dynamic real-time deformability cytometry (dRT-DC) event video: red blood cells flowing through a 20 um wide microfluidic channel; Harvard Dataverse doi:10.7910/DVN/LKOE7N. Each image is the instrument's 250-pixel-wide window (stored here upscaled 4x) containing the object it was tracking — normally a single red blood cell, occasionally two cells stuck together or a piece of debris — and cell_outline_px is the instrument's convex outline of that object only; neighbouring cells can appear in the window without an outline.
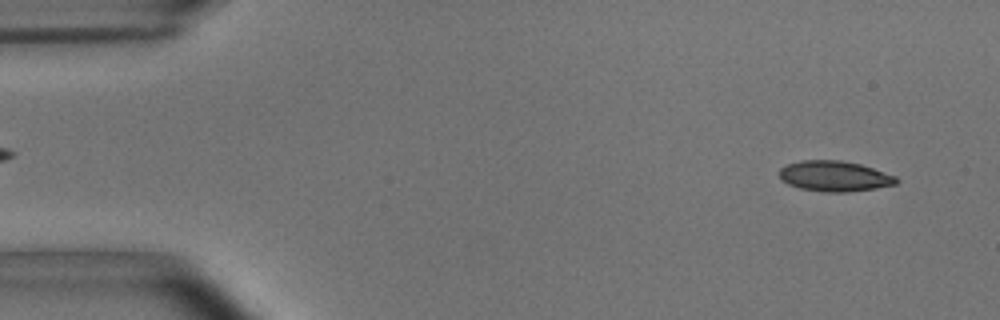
{"species": "common noctule bat (a hibernating species)", "species_latin": "Nyctalus noctula", "temperature_condition": "room temperature", "stored_images_in_passage": 53, "camera_frame_rate_fps": 3000, "um_per_image_px": 0.085, "animal": {"sex": "male", "body_mass_g": 15.6}, "frame": {"image": 1, "passage_image": 3, "time_ms": 0.667, "image_size_px": [1000, 320], "cell_outline_px": [[900, 180], [896, 184], [876, 188], [848, 192], [824, 192], [800, 188], [788, 184], [780, 180], [780, 168], [788, 164], [800, 160], [840, 160], [860, 164], [896, 176]], "centroid_in_image_um": [70.93, 14.97], "position_along_channel_um": 14.1, "area_um2": 20.81}}
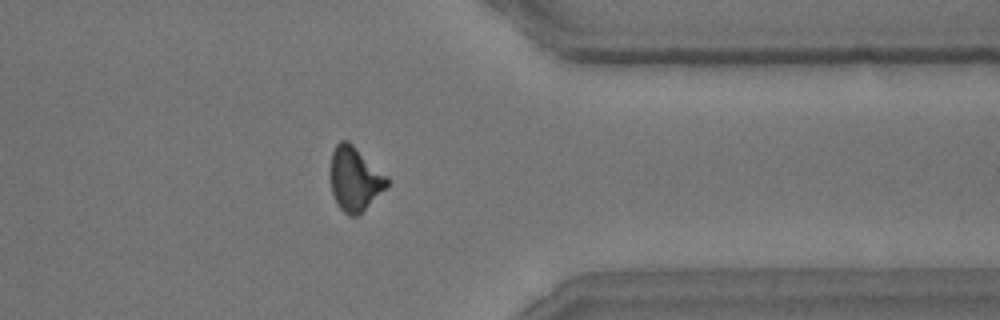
{"frame": {"image": 2, "passage_image": 42, "time_ms": 13.667, "image_size_px": [1000, 320], "cell_outline_px": [[388, 184], [356, 216], [348, 216], [340, 208], [332, 192], [332, 152], [336, 144], [340, 140], [348, 140], [388, 176]], "centroid_in_image_um": [30.16, 15.17], "position_along_channel_um": 381.2, "area_um2": 20.4}}
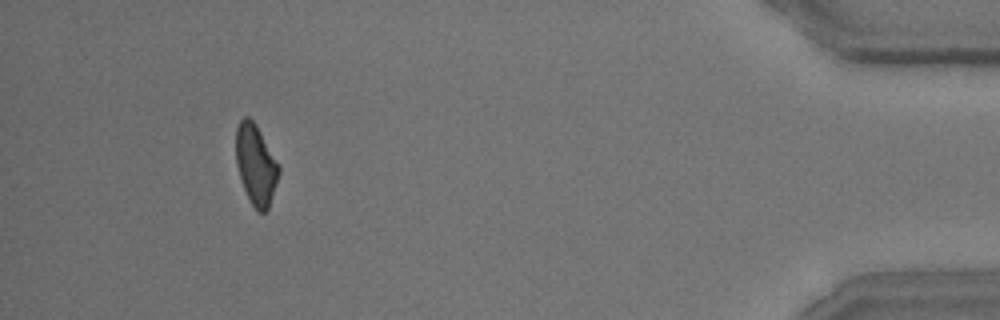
{"frame": {"image": 3, "passage_image": 49, "time_ms": 16.0, "image_size_px": [1000, 320], "cell_outline_px": [[280, 172], [268, 208], [264, 212], [256, 212], [244, 188], [236, 164], [236, 128], [240, 120], [244, 116], [248, 116], [256, 124], [280, 168]], "centroid_in_image_um": [21.73, 13.98], "position_along_channel_um": 413.5, "area_um2": 19.71}, "authors_computed_cell_mechanics": {"area_um2": 21.0392, "velocity_mm_per_s": 3.6974, "shape_relaxation_time_tau1_ms": 3.5467, "shape_relaxation_time_tau2_ms": 3.148, "deformation_change_tau1": 0.1441, "deformation_change_tau2": 0.1123}}